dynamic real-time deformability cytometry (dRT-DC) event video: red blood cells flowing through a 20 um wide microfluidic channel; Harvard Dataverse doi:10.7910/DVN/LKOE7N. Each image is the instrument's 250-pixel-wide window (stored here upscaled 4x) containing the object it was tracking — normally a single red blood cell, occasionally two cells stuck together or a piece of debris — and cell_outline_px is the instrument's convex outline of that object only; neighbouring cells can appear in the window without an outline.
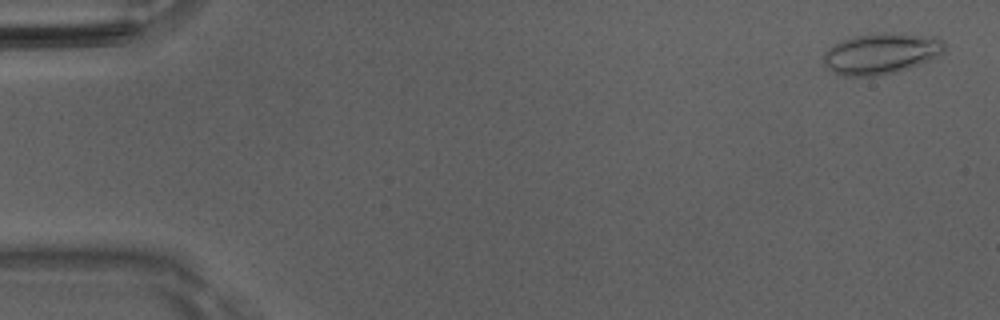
{"species": "Egyptian fruit bat (a non-hibernating species)", "species_latin": "Rousettus aegyptiacus", "temperature_condition": "room temperature", "stored_images_in_passage": 50, "camera_frame_rate_fps": 3000, "um_per_image_px": 0.085, "animal": {"sex": "male"}, "frame": {"image": 1, "passage_image": 2, "time_ms": 0.333, "image_size_px": [1000, 320], "cell_outline_px": [[944, 52], [928, 60], [908, 68], [896, 72], [876, 76], [844, 76], [832, 72], [824, 64], [824, 52], [828, 48], [840, 40], [852, 36], [876, 32], [896, 32], [940, 36], [944, 44]], "centroid_in_image_um": [74.89, 4.52], "position_along_channel_um": 10.1, "area_um2": 29.36}}
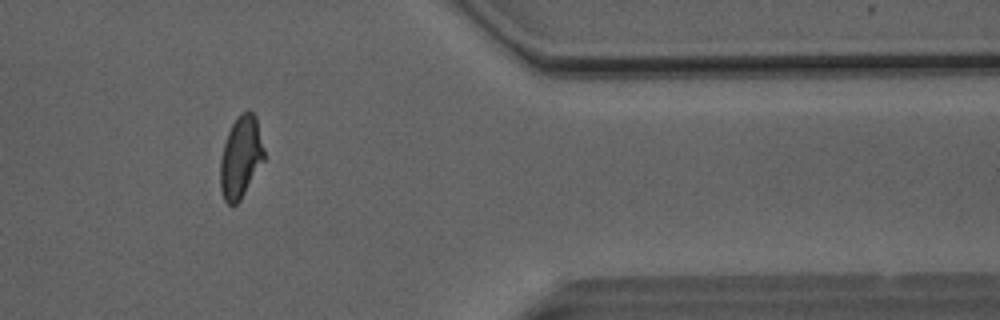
{"frame": {"image": 2, "passage_image": 42, "time_ms": 13.667, "image_size_px": [1000, 320], "cell_outline_px": [[264, 160], [240, 200], [236, 204], [228, 204], [224, 200], [220, 188], [220, 160], [224, 144], [228, 132], [236, 116], [248, 108], [256, 116], [264, 148]], "centroid_in_image_um": [20.46, 13.32], "position_along_channel_um": 390.9, "area_um2": 20.92}}
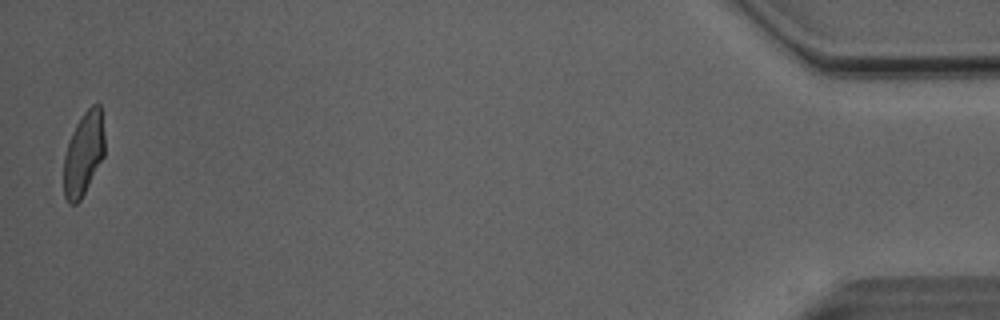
{"frame": {"image": 3, "passage_image": 50, "time_ms": 16.333, "image_size_px": [1000, 320], "cell_outline_px": [[104, 156], [80, 200], [76, 204], [68, 204], [64, 196], [64, 156], [72, 132], [76, 124], [84, 112], [92, 104], [100, 104], [104, 136]], "centroid_in_image_um": [7.1, 13.08], "position_along_channel_um": 428.1, "area_um2": 19.71}, "authors_computed_cell_mechanics": {"area_um2": 21.386, "velocity_mm_per_s": 4.0859, "shape_relaxation_time_tau1_ms": 3.9245, "shape_relaxation_time_tau2_ms": 1.0066, "deformation_change_tau1": 0.1436, "deformation_change_tau2": 0.0645}}